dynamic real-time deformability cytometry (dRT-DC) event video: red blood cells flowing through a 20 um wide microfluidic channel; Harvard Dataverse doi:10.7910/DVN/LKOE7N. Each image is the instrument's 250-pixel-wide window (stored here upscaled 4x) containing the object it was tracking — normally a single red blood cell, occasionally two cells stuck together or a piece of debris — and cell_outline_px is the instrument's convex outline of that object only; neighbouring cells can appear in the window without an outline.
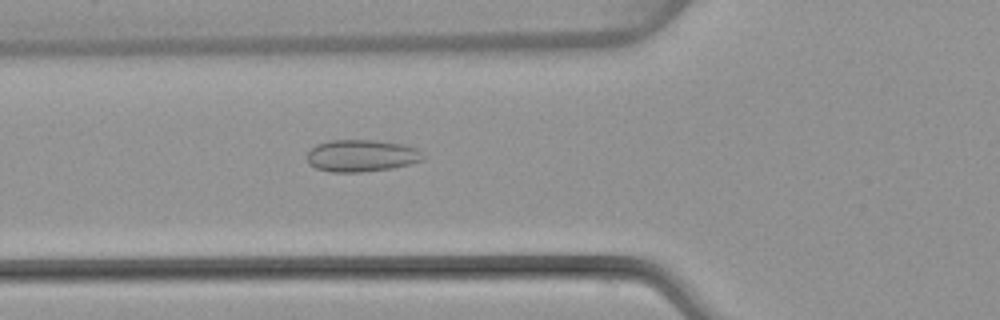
{"species": "common noctule bat (a hibernating species)", "species_latin": "Nyctalus noctula", "temperature_condition": "warm", "stored_images_in_passage": 37, "camera_frame_rate_fps": 3000, "um_per_image_px": 0.085, "animal": {"sex": "female", "body_mass_g": 22.7, "forearm_length_mm": 54.2}, "frame": {"image": 1, "passage_image": 5, "time_ms": 1.333, "image_size_px": [1000, 320], "cell_outline_px": [[424, 160], [392, 168], [360, 172], [332, 172], [316, 168], [308, 160], [308, 152], [316, 144], [328, 140], [376, 140], [400, 144], [416, 148]], "centroid_in_image_um": [30.7, 13.23], "position_along_channel_um": 95.1, "area_um2": 21.33}}
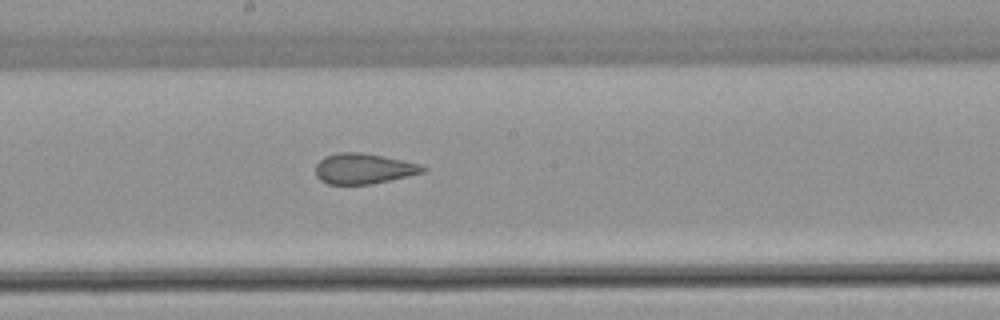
{"frame": {"image": 2, "passage_image": 14, "time_ms": 4.333, "image_size_px": [1000, 320], "cell_outline_px": [[428, 168], [424, 172], [408, 176], [372, 184], [328, 184], [320, 180], [316, 176], [316, 164], [324, 156], [336, 152], [360, 152], [384, 156], [404, 160], [420, 164]], "centroid_in_image_um": [30.9, 14.32], "position_along_channel_um": 217.3, "area_um2": 19.19}}
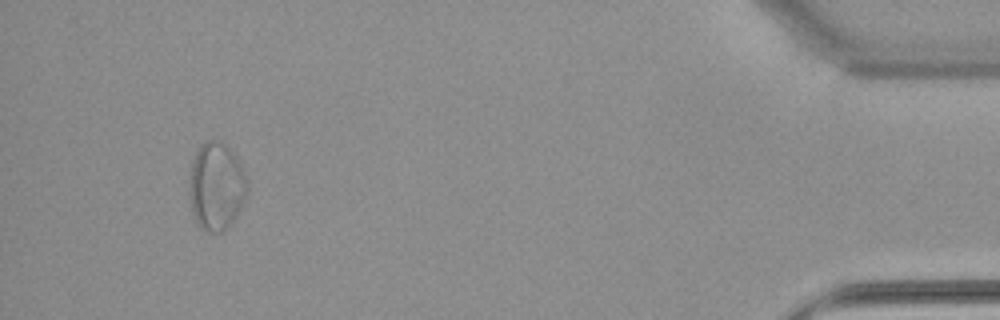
{"frame": {"image": 3, "passage_image": 34, "time_ms": 11.0, "image_size_px": [1000, 320], "cell_outline_px": [[248, 188], [244, 200], [236, 216], [220, 232], [208, 232], [200, 228], [192, 212], [188, 196], [188, 188], [192, 160], [200, 144], [204, 140], [224, 140], [240, 160], [244, 168], [248, 180]], "centroid_in_image_um": [18.38, 15.76], "position_along_channel_um": 416.8, "area_um2": 30.29}, "authors_computed_cell_mechanics": {"area_um2": 20.6346, "velocity_mm_per_s": 4.0663, "shape_relaxation_time_tau1_ms": null, "shape_relaxation_time_tau2_ms": 1.3672, "deformation_change_tau1": null, "deformation_change_tau2": 0.071}}